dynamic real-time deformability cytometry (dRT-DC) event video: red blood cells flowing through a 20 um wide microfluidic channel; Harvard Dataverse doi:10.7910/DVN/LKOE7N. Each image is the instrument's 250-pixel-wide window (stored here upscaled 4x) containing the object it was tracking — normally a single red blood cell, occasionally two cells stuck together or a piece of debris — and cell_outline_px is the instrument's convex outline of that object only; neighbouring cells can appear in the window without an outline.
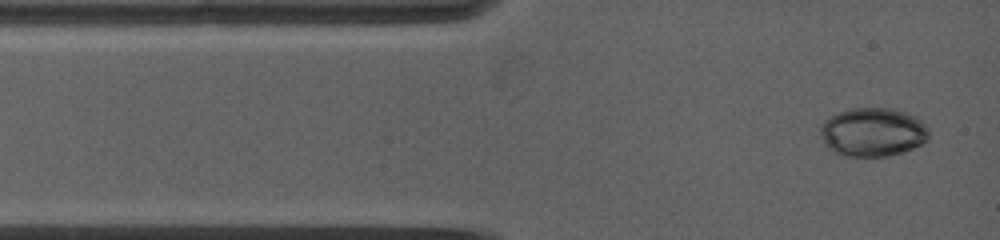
{"species": "common noctule bat (a hibernating species)", "species_latin": "Nyctalus noctula", "temperature_condition": "warm", "stored_images_in_passage": 4, "camera_frame_rate_fps": 5000, "um_per_image_px": 0.085, "animal": {"sex": "female", "body_mass_g": 19.0, "forearm_length_mm": 53.3}, "frame": {"image": 1, "passage_image": 1, "time_ms": 0.0, "image_size_px": [1000, 240], "cell_outline_px": [[928, 140], [912, 148], [888, 156], [840, 156], [828, 148], [824, 144], [820, 136], [820, 124], [824, 120], [840, 112], [852, 108], [892, 108], [908, 112], [916, 116], [928, 128]], "centroid_in_image_um": [74.16, 11.23], "position_along_channel_um": 10.8, "area_um2": 30.98}}
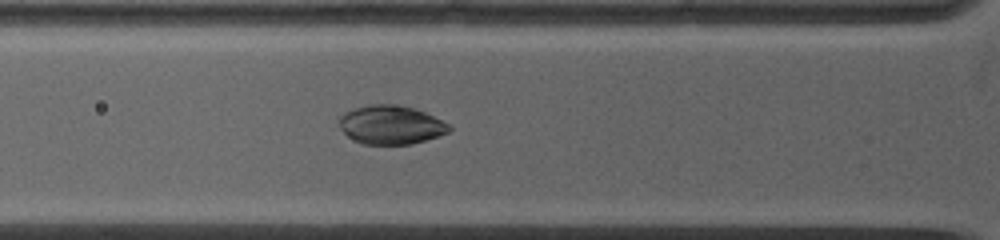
{"frame": {"image": 2, "passage_image": 4, "time_ms": 3.0, "image_size_px": [1000, 240], "cell_outline_px": [[452, 128], [448, 132], [440, 136], [412, 144], [364, 144], [352, 140], [340, 128], [340, 116], [344, 112], [368, 104], [388, 104], [412, 108], [424, 112], [452, 124]], "centroid_in_image_um": [33.25, 10.62], "position_along_channel_um": 92.5, "area_um2": 24.85}}